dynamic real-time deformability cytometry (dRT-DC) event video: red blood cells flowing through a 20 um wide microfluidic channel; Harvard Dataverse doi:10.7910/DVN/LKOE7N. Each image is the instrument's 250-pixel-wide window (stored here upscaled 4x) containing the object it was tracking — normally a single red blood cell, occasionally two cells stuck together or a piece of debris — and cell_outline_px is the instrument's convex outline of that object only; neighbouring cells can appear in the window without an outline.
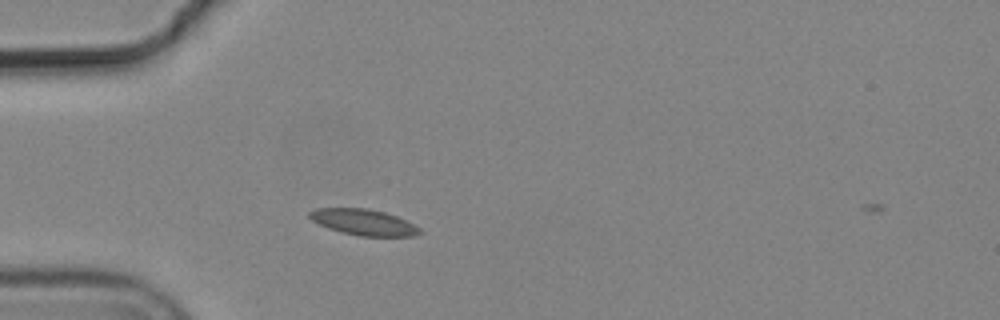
{"species": "common noctule bat (a hibernating species)", "species_latin": "Nyctalus noctula", "temperature_condition": "cold", "stored_images_in_passage": 2, "camera_frame_rate_fps": 3000, "um_per_image_px": 0.085, "animal": {"sex": "male", "body_mass_g": 19.2, "forearm_length_mm": 51.8}, "frame": {"image": 1, "passage_image": 1, "time_ms": 0.0, "image_size_px": [1000, 320], "cell_outline_px": [[420, 232], [416, 236], [360, 236], [340, 232], [328, 228], [312, 220], [308, 216], [308, 212], [316, 208], [368, 208], [384, 212], [396, 216], [420, 228]], "centroid_in_image_um": [30.87, 18.88], "position_along_channel_um": 54.1, "area_um2": 16.59}}